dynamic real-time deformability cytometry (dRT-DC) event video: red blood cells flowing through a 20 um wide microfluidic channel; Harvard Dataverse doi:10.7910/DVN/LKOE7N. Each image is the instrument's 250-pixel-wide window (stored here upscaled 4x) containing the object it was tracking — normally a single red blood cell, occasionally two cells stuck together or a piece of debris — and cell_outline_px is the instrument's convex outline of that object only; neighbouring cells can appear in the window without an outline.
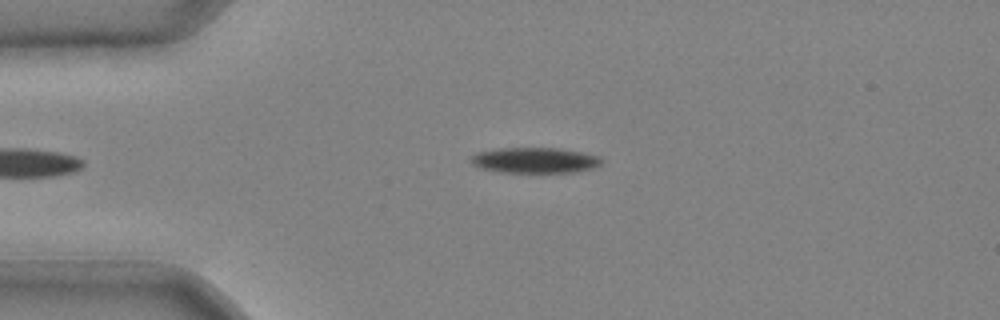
{"species": "common noctule bat (a hibernating species)", "species_latin": "Nyctalus noctula", "temperature_condition": "cold", "stored_images_in_passage": 33, "camera_frame_rate_fps": 3000, "um_per_image_px": 0.085, "animal": {"sex": "male", "body_mass_g": 20.4}, "frame": {"image": 1, "passage_image": 1, "time_ms": 0.0, "image_size_px": [1000, 320], "cell_outline_px": [[604, 160], [596, 168], [576, 172], [500, 172], [480, 168], [472, 164], [468, 160], [476, 152], [496, 148], [556, 148], [584, 152], [600, 156]], "centroid_in_image_um": [45.47, 13.62], "position_along_channel_um": 39.5, "area_um2": 19.77}}
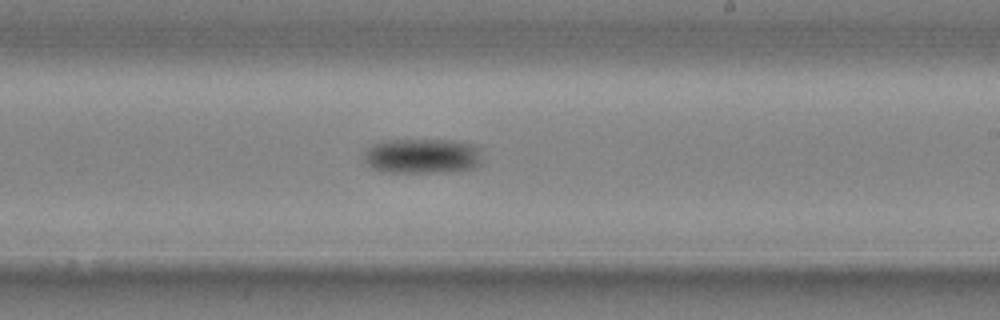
{"frame": {"image": 2, "passage_image": 17, "time_ms": 5.333, "image_size_px": [1000, 320], "cell_outline_px": [[484, 160], [476, 168], [452, 172], [388, 172], [372, 168], [368, 164], [364, 156], [364, 148], [372, 144], [384, 140], [456, 140], [476, 144], [484, 148]], "centroid_in_image_um": [36.02, 13.25], "position_along_channel_um": 253.0, "area_um2": 25.03}}
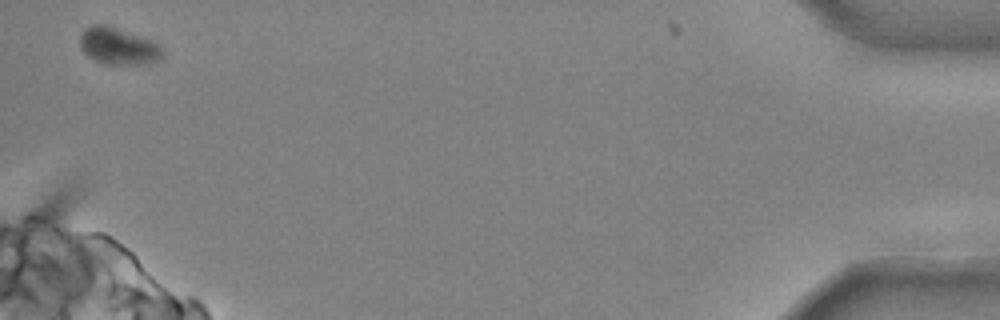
{"frame": {"image": 3, "passage_image": 33, "time_ms": 10.667, "image_size_px": [1000, 320], "cell_outline_px": [[164, 56], [148, 64], [104, 64], [88, 56], [84, 52], [80, 44], [80, 36], [84, 28], [92, 24], [104, 24], [152, 40], [164, 52]], "centroid_in_image_um": [10.03, 3.92], "position_along_channel_um": 425.2, "area_um2": 17.57}}